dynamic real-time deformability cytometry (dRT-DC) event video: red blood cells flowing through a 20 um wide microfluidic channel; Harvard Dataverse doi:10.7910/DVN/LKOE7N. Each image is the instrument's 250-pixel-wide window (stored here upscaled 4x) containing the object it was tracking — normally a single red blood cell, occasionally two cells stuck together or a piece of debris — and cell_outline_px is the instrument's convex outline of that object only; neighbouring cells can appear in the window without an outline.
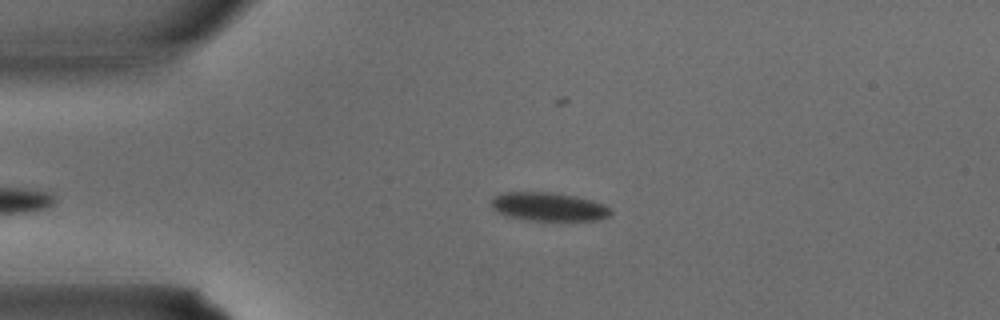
{"species": "common noctule bat (a hibernating species)", "species_latin": "Nyctalus noctula", "temperature_condition": "warm", "stored_images_in_passage": 22, "camera_frame_rate_fps": 3000, "um_per_image_px": 0.085, "animal": {"sex": "male", "body_mass_g": 15.6}, "frame": {"image": 1, "passage_image": 2, "time_ms": 0.333, "image_size_px": [1000, 320], "cell_outline_px": [[612, 212], [608, 216], [600, 220], [532, 220], [504, 216], [492, 208], [488, 204], [496, 196], [504, 192], [548, 192], [576, 196], [592, 200], [604, 204]], "centroid_in_image_um": [46.6, 17.57], "position_along_channel_um": 38.4, "area_um2": 19.83}}
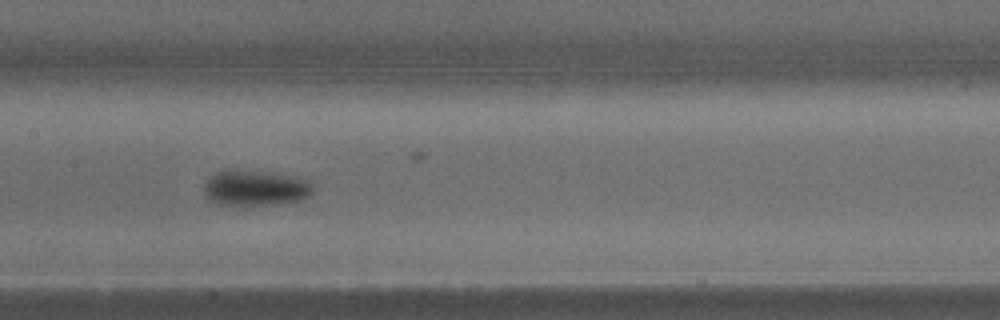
{"frame": {"image": 2, "passage_image": 11, "time_ms": 3.333, "image_size_px": [1000, 320], "cell_outline_px": [[312, 192], [308, 196], [300, 200], [276, 204], [236, 208], [216, 204], [204, 196], [204, 180], [216, 172], [224, 168], [296, 176], [308, 180], [312, 184]], "centroid_in_image_um": [21.61, 16.01], "position_along_channel_um": 185.8, "area_um2": 23.47}}
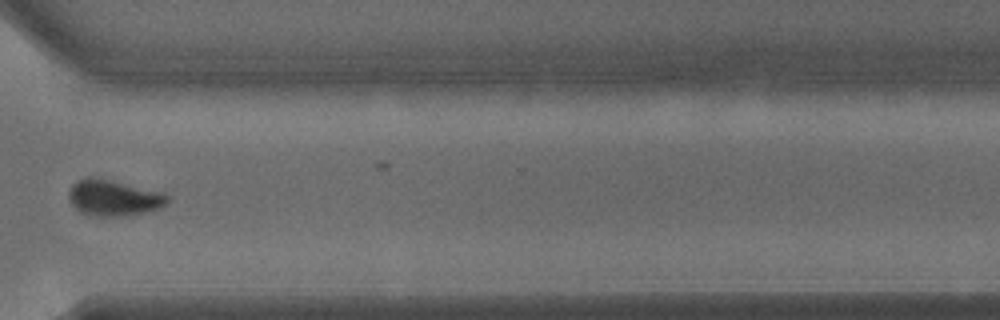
{"frame": {"image": 3, "passage_image": 20, "time_ms": 6.333, "image_size_px": [1000, 320], "cell_outline_px": [[172, 200], [168, 204], [160, 208], [148, 212], [120, 216], [88, 216], [80, 212], [68, 200], [68, 192], [72, 184], [76, 180], [88, 176], [92, 176], [164, 192]], "centroid_in_image_um": [9.67, 16.81], "position_along_channel_um": 360.9, "area_um2": 21.15}}